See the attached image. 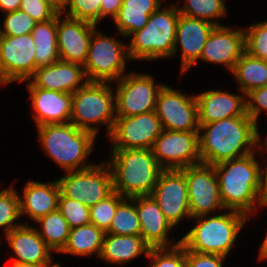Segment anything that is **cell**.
Returning <instances> with one entry per match:
<instances>
[{
    "instance_id": "cell-1",
    "label": "cell",
    "mask_w": 267,
    "mask_h": 267,
    "mask_svg": "<svg viewBox=\"0 0 267 267\" xmlns=\"http://www.w3.org/2000/svg\"><path fill=\"white\" fill-rule=\"evenodd\" d=\"M258 125L247 113L199 126L201 163L215 165L260 150ZM203 130V131H202Z\"/></svg>"
},
{
    "instance_id": "cell-2",
    "label": "cell",
    "mask_w": 267,
    "mask_h": 267,
    "mask_svg": "<svg viewBox=\"0 0 267 267\" xmlns=\"http://www.w3.org/2000/svg\"><path fill=\"white\" fill-rule=\"evenodd\" d=\"M113 176V189L125 198L150 195L164 170L152 149H112L106 162Z\"/></svg>"
},
{
    "instance_id": "cell-3",
    "label": "cell",
    "mask_w": 267,
    "mask_h": 267,
    "mask_svg": "<svg viewBox=\"0 0 267 267\" xmlns=\"http://www.w3.org/2000/svg\"><path fill=\"white\" fill-rule=\"evenodd\" d=\"M219 180L220 197L226 210L248 217L258 207L259 166L254 152L213 165ZM256 205V206H255ZM255 206V207H254Z\"/></svg>"
},
{
    "instance_id": "cell-4",
    "label": "cell",
    "mask_w": 267,
    "mask_h": 267,
    "mask_svg": "<svg viewBox=\"0 0 267 267\" xmlns=\"http://www.w3.org/2000/svg\"><path fill=\"white\" fill-rule=\"evenodd\" d=\"M37 128L38 139L45 152L66 173L94 165L87 164L86 161L97 138L92 132L79 129L71 122L41 125Z\"/></svg>"
},
{
    "instance_id": "cell-5",
    "label": "cell",
    "mask_w": 267,
    "mask_h": 267,
    "mask_svg": "<svg viewBox=\"0 0 267 267\" xmlns=\"http://www.w3.org/2000/svg\"><path fill=\"white\" fill-rule=\"evenodd\" d=\"M206 217L193 218L197 225L180 239V244L189 251L226 257L249 217L235 210Z\"/></svg>"
},
{
    "instance_id": "cell-6",
    "label": "cell",
    "mask_w": 267,
    "mask_h": 267,
    "mask_svg": "<svg viewBox=\"0 0 267 267\" xmlns=\"http://www.w3.org/2000/svg\"><path fill=\"white\" fill-rule=\"evenodd\" d=\"M154 11L147 24L133 33L128 44L130 60H156L173 56L176 27L179 19L178 6Z\"/></svg>"
},
{
    "instance_id": "cell-7",
    "label": "cell",
    "mask_w": 267,
    "mask_h": 267,
    "mask_svg": "<svg viewBox=\"0 0 267 267\" xmlns=\"http://www.w3.org/2000/svg\"><path fill=\"white\" fill-rule=\"evenodd\" d=\"M112 91L110 82L109 84L108 82H87L77 89L72 93L70 122L79 129L92 132L95 136L100 130L97 128L99 124H107L109 136L116 119L115 94Z\"/></svg>"
},
{
    "instance_id": "cell-8",
    "label": "cell",
    "mask_w": 267,
    "mask_h": 267,
    "mask_svg": "<svg viewBox=\"0 0 267 267\" xmlns=\"http://www.w3.org/2000/svg\"><path fill=\"white\" fill-rule=\"evenodd\" d=\"M128 45L93 30L84 72L88 82H113L124 76Z\"/></svg>"
},
{
    "instance_id": "cell-9",
    "label": "cell",
    "mask_w": 267,
    "mask_h": 267,
    "mask_svg": "<svg viewBox=\"0 0 267 267\" xmlns=\"http://www.w3.org/2000/svg\"><path fill=\"white\" fill-rule=\"evenodd\" d=\"M59 197H68L91 207L113 191V176L106 162L82 170L67 172L57 180Z\"/></svg>"
},
{
    "instance_id": "cell-10",
    "label": "cell",
    "mask_w": 267,
    "mask_h": 267,
    "mask_svg": "<svg viewBox=\"0 0 267 267\" xmlns=\"http://www.w3.org/2000/svg\"><path fill=\"white\" fill-rule=\"evenodd\" d=\"M115 88L116 117L134 116L155 111L156 100L164 84H155L148 74L128 73Z\"/></svg>"
},
{
    "instance_id": "cell-11",
    "label": "cell",
    "mask_w": 267,
    "mask_h": 267,
    "mask_svg": "<svg viewBox=\"0 0 267 267\" xmlns=\"http://www.w3.org/2000/svg\"><path fill=\"white\" fill-rule=\"evenodd\" d=\"M185 174L191 219L209 215L225 206L220 197L219 180L213 165L198 163L180 169Z\"/></svg>"
},
{
    "instance_id": "cell-12",
    "label": "cell",
    "mask_w": 267,
    "mask_h": 267,
    "mask_svg": "<svg viewBox=\"0 0 267 267\" xmlns=\"http://www.w3.org/2000/svg\"><path fill=\"white\" fill-rule=\"evenodd\" d=\"M199 131L164 130L155 140L153 154L164 170L183 169L201 163Z\"/></svg>"
},
{
    "instance_id": "cell-13",
    "label": "cell",
    "mask_w": 267,
    "mask_h": 267,
    "mask_svg": "<svg viewBox=\"0 0 267 267\" xmlns=\"http://www.w3.org/2000/svg\"><path fill=\"white\" fill-rule=\"evenodd\" d=\"M35 70V46L31 33L3 35L0 43V85L27 81Z\"/></svg>"
},
{
    "instance_id": "cell-14",
    "label": "cell",
    "mask_w": 267,
    "mask_h": 267,
    "mask_svg": "<svg viewBox=\"0 0 267 267\" xmlns=\"http://www.w3.org/2000/svg\"><path fill=\"white\" fill-rule=\"evenodd\" d=\"M155 112L164 130L199 131L196 96H187L168 85L160 89Z\"/></svg>"
},
{
    "instance_id": "cell-15",
    "label": "cell",
    "mask_w": 267,
    "mask_h": 267,
    "mask_svg": "<svg viewBox=\"0 0 267 267\" xmlns=\"http://www.w3.org/2000/svg\"><path fill=\"white\" fill-rule=\"evenodd\" d=\"M163 131L155 111L134 116L116 117L110 141L112 149H152Z\"/></svg>"
},
{
    "instance_id": "cell-16",
    "label": "cell",
    "mask_w": 267,
    "mask_h": 267,
    "mask_svg": "<svg viewBox=\"0 0 267 267\" xmlns=\"http://www.w3.org/2000/svg\"><path fill=\"white\" fill-rule=\"evenodd\" d=\"M150 195L173 227L184 217L191 219L187 182L181 170H163Z\"/></svg>"
},
{
    "instance_id": "cell-17",
    "label": "cell",
    "mask_w": 267,
    "mask_h": 267,
    "mask_svg": "<svg viewBox=\"0 0 267 267\" xmlns=\"http://www.w3.org/2000/svg\"><path fill=\"white\" fill-rule=\"evenodd\" d=\"M57 13V44L60 60L83 65L87 61L91 36L96 24Z\"/></svg>"
},
{
    "instance_id": "cell-18",
    "label": "cell",
    "mask_w": 267,
    "mask_h": 267,
    "mask_svg": "<svg viewBox=\"0 0 267 267\" xmlns=\"http://www.w3.org/2000/svg\"><path fill=\"white\" fill-rule=\"evenodd\" d=\"M244 51V29L233 30L229 26H215L205 42L200 60L224 64L232 72Z\"/></svg>"
},
{
    "instance_id": "cell-19",
    "label": "cell",
    "mask_w": 267,
    "mask_h": 267,
    "mask_svg": "<svg viewBox=\"0 0 267 267\" xmlns=\"http://www.w3.org/2000/svg\"><path fill=\"white\" fill-rule=\"evenodd\" d=\"M32 100L33 116L38 126L69 123L72 115L73 96L70 93L41 89L27 84Z\"/></svg>"
},
{
    "instance_id": "cell-20",
    "label": "cell",
    "mask_w": 267,
    "mask_h": 267,
    "mask_svg": "<svg viewBox=\"0 0 267 267\" xmlns=\"http://www.w3.org/2000/svg\"><path fill=\"white\" fill-rule=\"evenodd\" d=\"M215 25L212 23L190 18L179 14L176 27V38L174 44L173 56L177 52L178 44L181 47V73H184L196 60L200 59L202 49Z\"/></svg>"
},
{
    "instance_id": "cell-21",
    "label": "cell",
    "mask_w": 267,
    "mask_h": 267,
    "mask_svg": "<svg viewBox=\"0 0 267 267\" xmlns=\"http://www.w3.org/2000/svg\"><path fill=\"white\" fill-rule=\"evenodd\" d=\"M27 81L34 87L70 94L88 82L83 65L62 60L38 67Z\"/></svg>"
},
{
    "instance_id": "cell-22",
    "label": "cell",
    "mask_w": 267,
    "mask_h": 267,
    "mask_svg": "<svg viewBox=\"0 0 267 267\" xmlns=\"http://www.w3.org/2000/svg\"><path fill=\"white\" fill-rule=\"evenodd\" d=\"M131 199L136 203L141 226L140 236L151 248H172L180 244L181 240L173 244L167 241V235L174 227L151 195L135 196Z\"/></svg>"
},
{
    "instance_id": "cell-23",
    "label": "cell",
    "mask_w": 267,
    "mask_h": 267,
    "mask_svg": "<svg viewBox=\"0 0 267 267\" xmlns=\"http://www.w3.org/2000/svg\"><path fill=\"white\" fill-rule=\"evenodd\" d=\"M5 237L16 257H13L12 261L32 265L53 263V250L40 237L37 228L23 223L8 232Z\"/></svg>"
},
{
    "instance_id": "cell-24",
    "label": "cell",
    "mask_w": 267,
    "mask_h": 267,
    "mask_svg": "<svg viewBox=\"0 0 267 267\" xmlns=\"http://www.w3.org/2000/svg\"><path fill=\"white\" fill-rule=\"evenodd\" d=\"M242 95V96H241ZM198 104L199 126L246 113L245 95L231 94L220 89L195 95Z\"/></svg>"
},
{
    "instance_id": "cell-25",
    "label": "cell",
    "mask_w": 267,
    "mask_h": 267,
    "mask_svg": "<svg viewBox=\"0 0 267 267\" xmlns=\"http://www.w3.org/2000/svg\"><path fill=\"white\" fill-rule=\"evenodd\" d=\"M60 187L58 181L41 183L30 181L24 186L23 197L19 195L20 215H29L35 222L58 209Z\"/></svg>"
},
{
    "instance_id": "cell-26",
    "label": "cell",
    "mask_w": 267,
    "mask_h": 267,
    "mask_svg": "<svg viewBox=\"0 0 267 267\" xmlns=\"http://www.w3.org/2000/svg\"><path fill=\"white\" fill-rule=\"evenodd\" d=\"M151 247L140 235H116L106 233L99 259L106 262L125 264L139 255L149 254Z\"/></svg>"
},
{
    "instance_id": "cell-27",
    "label": "cell",
    "mask_w": 267,
    "mask_h": 267,
    "mask_svg": "<svg viewBox=\"0 0 267 267\" xmlns=\"http://www.w3.org/2000/svg\"><path fill=\"white\" fill-rule=\"evenodd\" d=\"M162 0H123L117 17L114 19L118 32L130 36L141 30L149 16L160 7Z\"/></svg>"
},
{
    "instance_id": "cell-28",
    "label": "cell",
    "mask_w": 267,
    "mask_h": 267,
    "mask_svg": "<svg viewBox=\"0 0 267 267\" xmlns=\"http://www.w3.org/2000/svg\"><path fill=\"white\" fill-rule=\"evenodd\" d=\"M31 35L35 46L36 69L60 60L57 44V14L51 20L38 22Z\"/></svg>"
},
{
    "instance_id": "cell-29",
    "label": "cell",
    "mask_w": 267,
    "mask_h": 267,
    "mask_svg": "<svg viewBox=\"0 0 267 267\" xmlns=\"http://www.w3.org/2000/svg\"><path fill=\"white\" fill-rule=\"evenodd\" d=\"M106 232L94 224L83 225L70 229L66 245L59 253L76 256H100Z\"/></svg>"
},
{
    "instance_id": "cell-30",
    "label": "cell",
    "mask_w": 267,
    "mask_h": 267,
    "mask_svg": "<svg viewBox=\"0 0 267 267\" xmlns=\"http://www.w3.org/2000/svg\"><path fill=\"white\" fill-rule=\"evenodd\" d=\"M232 74L238 81L244 95L251 90L267 86V60L243 52Z\"/></svg>"
},
{
    "instance_id": "cell-31",
    "label": "cell",
    "mask_w": 267,
    "mask_h": 267,
    "mask_svg": "<svg viewBox=\"0 0 267 267\" xmlns=\"http://www.w3.org/2000/svg\"><path fill=\"white\" fill-rule=\"evenodd\" d=\"M36 223H40L41 230H38L40 237L54 251L59 253L66 245L70 233L67 220L57 209L39 218Z\"/></svg>"
},
{
    "instance_id": "cell-32",
    "label": "cell",
    "mask_w": 267,
    "mask_h": 267,
    "mask_svg": "<svg viewBox=\"0 0 267 267\" xmlns=\"http://www.w3.org/2000/svg\"><path fill=\"white\" fill-rule=\"evenodd\" d=\"M141 226L136 204L131 198H125L116 209L106 233L116 235H140Z\"/></svg>"
},
{
    "instance_id": "cell-33",
    "label": "cell",
    "mask_w": 267,
    "mask_h": 267,
    "mask_svg": "<svg viewBox=\"0 0 267 267\" xmlns=\"http://www.w3.org/2000/svg\"><path fill=\"white\" fill-rule=\"evenodd\" d=\"M182 7H178L180 14L208 21L215 26H220L215 19L226 16V5L223 0H186ZM215 20V21H214Z\"/></svg>"
},
{
    "instance_id": "cell-34",
    "label": "cell",
    "mask_w": 267,
    "mask_h": 267,
    "mask_svg": "<svg viewBox=\"0 0 267 267\" xmlns=\"http://www.w3.org/2000/svg\"><path fill=\"white\" fill-rule=\"evenodd\" d=\"M11 188V189H10ZM0 191V228L5 230V235L12 229L22 224H14L20 215L19 194L10 186Z\"/></svg>"
},
{
    "instance_id": "cell-35",
    "label": "cell",
    "mask_w": 267,
    "mask_h": 267,
    "mask_svg": "<svg viewBox=\"0 0 267 267\" xmlns=\"http://www.w3.org/2000/svg\"><path fill=\"white\" fill-rule=\"evenodd\" d=\"M125 199L116 191H113L108 197L99 201L97 204L89 207L91 224L104 230L109 229L111 220L116 213L117 206Z\"/></svg>"
},
{
    "instance_id": "cell-36",
    "label": "cell",
    "mask_w": 267,
    "mask_h": 267,
    "mask_svg": "<svg viewBox=\"0 0 267 267\" xmlns=\"http://www.w3.org/2000/svg\"><path fill=\"white\" fill-rule=\"evenodd\" d=\"M100 8L101 0H64L60 11L63 13L65 10V16L69 18L85 20L97 25L100 21Z\"/></svg>"
},
{
    "instance_id": "cell-37",
    "label": "cell",
    "mask_w": 267,
    "mask_h": 267,
    "mask_svg": "<svg viewBox=\"0 0 267 267\" xmlns=\"http://www.w3.org/2000/svg\"><path fill=\"white\" fill-rule=\"evenodd\" d=\"M248 27L244 29L245 51L254 57L267 60V21Z\"/></svg>"
},
{
    "instance_id": "cell-38",
    "label": "cell",
    "mask_w": 267,
    "mask_h": 267,
    "mask_svg": "<svg viewBox=\"0 0 267 267\" xmlns=\"http://www.w3.org/2000/svg\"><path fill=\"white\" fill-rule=\"evenodd\" d=\"M58 210L67 220L69 227H79L91 223L89 207L68 197H59Z\"/></svg>"
},
{
    "instance_id": "cell-39",
    "label": "cell",
    "mask_w": 267,
    "mask_h": 267,
    "mask_svg": "<svg viewBox=\"0 0 267 267\" xmlns=\"http://www.w3.org/2000/svg\"><path fill=\"white\" fill-rule=\"evenodd\" d=\"M147 258L152 259L149 267H185V248H151Z\"/></svg>"
},
{
    "instance_id": "cell-40",
    "label": "cell",
    "mask_w": 267,
    "mask_h": 267,
    "mask_svg": "<svg viewBox=\"0 0 267 267\" xmlns=\"http://www.w3.org/2000/svg\"><path fill=\"white\" fill-rule=\"evenodd\" d=\"M3 21V35L21 36L30 34L38 24L29 14L24 11L16 10L5 13Z\"/></svg>"
},
{
    "instance_id": "cell-41",
    "label": "cell",
    "mask_w": 267,
    "mask_h": 267,
    "mask_svg": "<svg viewBox=\"0 0 267 267\" xmlns=\"http://www.w3.org/2000/svg\"><path fill=\"white\" fill-rule=\"evenodd\" d=\"M19 10L37 22H44L51 20L60 11V5L55 0H21Z\"/></svg>"
},
{
    "instance_id": "cell-42",
    "label": "cell",
    "mask_w": 267,
    "mask_h": 267,
    "mask_svg": "<svg viewBox=\"0 0 267 267\" xmlns=\"http://www.w3.org/2000/svg\"><path fill=\"white\" fill-rule=\"evenodd\" d=\"M246 113L257 123L260 112L267 111V86L251 90L245 95Z\"/></svg>"
},
{
    "instance_id": "cell-43",
    "label": "cell",
    "mask_w": 267,
    "mask_h": 267,
    "mask_svg": "<svg viewBox=\"0 0 267 267\" xmlns=\"http://www.w3.org/2000/svg\"><path fill=\"white\" fill-rule=\"evenodd\" d=\"M226 257L216 254H202L185 249V267H222Z\"/></svg>"
},
{
    "instance_id": "cell-44",
    "label": "cell",
    "mask_w": 267,
    "mask_h": 267,
    "mask_svg": "<svg viewBox=\"0 0 267 267\" xmlns=\"http://www.w3.org/2000/svg\"><path fill=\"white\" fill-rule=\"evenodd\" d=\"M123 0H101L100 21L109 16L114 20L121 8Z\"/></svg>"
},
{
    "instance_id": "cell-45",
    "label": "cell",
    "mask_w": 267,
    "mask_h": 267,
    "mask_svg": "<svg viewBox=\"0 0 267 267\" xmlns=\"http://www.w3.org/2000/svg\"><path fill=\"white\" fill-rule=\"evenodd\" d=\"M258 205L267 206V164L263 169L259 167Z\"/></svg>"
},
{
    "instance_id": "cell-46",
    "label": "cell",
    "mask_w": 267,
    "mask_h": 267,
    "mask_svg": "<svg viewBox=\"0 0 267 267\" xmlns=\"http://www.w3.org/2000/svg\"><path fill=\"white\" fill-rule=\"evenodd\" d=\"M21 0H0V10L9 13L19 10Z\"/></svg>"
},
{
    "instance_id": "cell-47",
    "label": "cell",
    "mask_w": 267,
    "mask_h": 267,
    "mask_svg": "<svg viewBox=\"0 0 267 267\" xmlns=\"http://www.w3.org/2000/svg\"><path fill=\"white\" fill-rule=\"evenodd\" d=\"M11 267H61L59 263L52 264H41V265H32V264H23L12 261Z\"/></svg>"
},
{
    "instance_id": "cell-48",
    "label": "cell",
    "mask_w": 267,
    "mask_h": 267,
    "mask_svg": "<svg viewBox=\"0 0 267 267\" xmlns=\"http://www.w3.org/2000/svg\"><path fill=\"white\" fill-rule=\"evenodd\" d=\"M260 261L267 259V235L264 238V241L261 244V247L259 248V258Z\"/></svg>"
},
{
    "instance_id": "cell-49",
    "label": "cell",
    "mask_w": 267,
    "mask_h": 267,
    "mask_svg": "<svg viewBox=\"0 0 267 267\" xmlns=\"http://www.w3.org/2000/svg\"><path fill=\"white\" fill-rule=\"evenodd\" d=\"M263 142H264V143H263ZM263 142H262V144H263L265 147H264L262 144H261V146L267 150V138H265Z\"/></svg>"
},
{
    "instance_id": "cell-50",
    "label": "cell",
    "mask_w": 267,
    "mask_h": 267,
    "mask_svg": "<svg viewBox=\"0 0 267 267\" xmlns=\"http://www.w3.org/2000/svg\"><path fill=\"white\" fill-rule=\"evenodd\" d=\"M2 37H3V31H2L1 26H0V43H1Z\"/></svg>"
},
{
    "instance_id": "cell-51",
    "label": "cell",
    "mask_w": 267,
    "mask_h": 267,
    "mask_svg": "<svg viewBox=\"0 0 267 267\" xmlns=\"http://www.w3.org/2000/svg\"><path fill=\"white\" fill-rule=\"evenodd\" d=\"M60 6L64 2V0H55Z\"/></svg>"
}]
</instances>
